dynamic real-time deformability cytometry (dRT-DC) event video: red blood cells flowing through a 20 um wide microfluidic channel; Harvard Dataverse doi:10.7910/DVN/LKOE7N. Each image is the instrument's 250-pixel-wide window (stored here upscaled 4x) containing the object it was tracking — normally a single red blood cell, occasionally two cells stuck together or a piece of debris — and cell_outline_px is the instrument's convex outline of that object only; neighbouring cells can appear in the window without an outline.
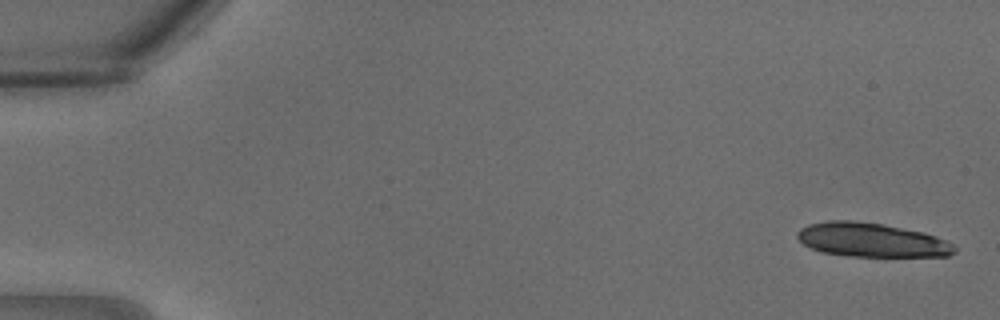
{"species": "common noctule bat (a hibernating species)", "species_latin": "Nyctalus noctula", "temperature_condition": "warm", "stored_images_in_passage": 31, "camera_frame_rate_fps": 3000, "um_per_image_px": 0.085, "animal": {"sex": "male", "body_mass_g": 18.8}, "frame": {"image": 1, "passage_image": 1, "time_ms": 0.0, "image_size_px": [1000, 320], "cell_outline_px": [[956, 252], [948, 256], [852, 256], [820, 252], [804, 244], [796, 236], [796, 232], [800, 228], [808, 224], [828, 220], [852, 220], [884, 224], [924, 232], [936, 236], [952, 244], [956, 248]], "centroid_in_image_um": [74.06, 20.38], "position_along_channel_um": 10.9, "area_um2": 31.21}}
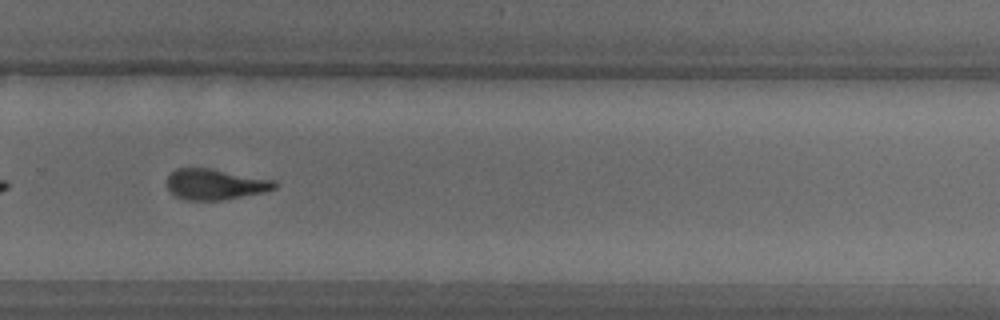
{"frame": {"image": 2, "passage_image": 22, "time_ms": 7.0, "image_size_px": [1000, 320], "cell_outline_px": [[276, 188], [264, 192], [224, 200], [188, 200], [176, 196], [168, 188], [168, 176], [176, 168], [212, 168], [276, 180]], "centroid_in_image_um": [18.33, 15.66], "position_along_channel_um": 311.5, "area_um2": 19.31}}
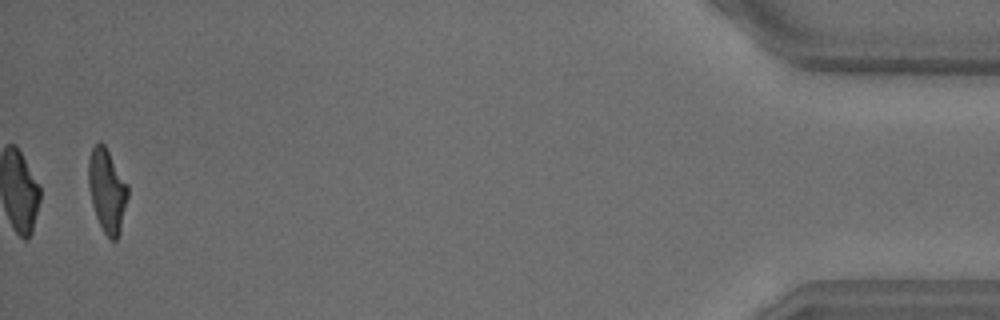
{"frame": {"image": 3, "passage_image": 31, "time_ms": 10.0, "image_size_px": [1000, 320], "cell_outline_px": [[128, 196], [120, 232], [116, 240], [112, 240], [104, 232], [96, 216], [92, 204], [88, 188], [88, 160], [92, 148], [100, 140], [104, 144], [128, 184]], "centroid_in_image_um": [9.09, 16.17], "position_along_channel_um": 426.1, "area_um2": 19.13}}